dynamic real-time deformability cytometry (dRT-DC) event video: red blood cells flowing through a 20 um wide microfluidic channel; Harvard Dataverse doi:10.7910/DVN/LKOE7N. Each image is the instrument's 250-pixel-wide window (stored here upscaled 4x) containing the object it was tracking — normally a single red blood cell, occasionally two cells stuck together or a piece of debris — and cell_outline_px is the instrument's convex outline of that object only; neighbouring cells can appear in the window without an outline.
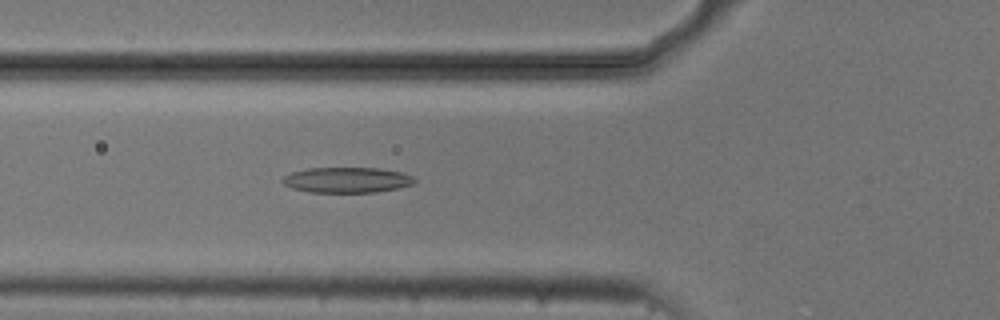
{"species": "common noctule bat (a hibernating species)", "species_latin": "Nyctalus noctula", "temperature_condition": "cold", "stored_images_in_passage": 52, "camera_frame_rate_fps": 3000, "um_per_image_px": 0.085, "animal": {"sex": "male", "body_mass_g": 20.5, "forearm_length_mm": 52.5}, "frame": {"image": 1, "passage_image": 18, "time_ms": 5.667, "image_size_px": [1000, 320], "cell_outline_px": [[416, 184], [400, 188], [376, 192], [312, 192], [292, 188], [284, 184], [280, 180], [284, 176], [292, 172], [308, 168], [380, 168], [400, 172], [412, 176], [416, 180]], "centroid_in_image_um": [29.52, 15.3], "position_along_channel_um": 96.3, "area_um2": 19.65}}
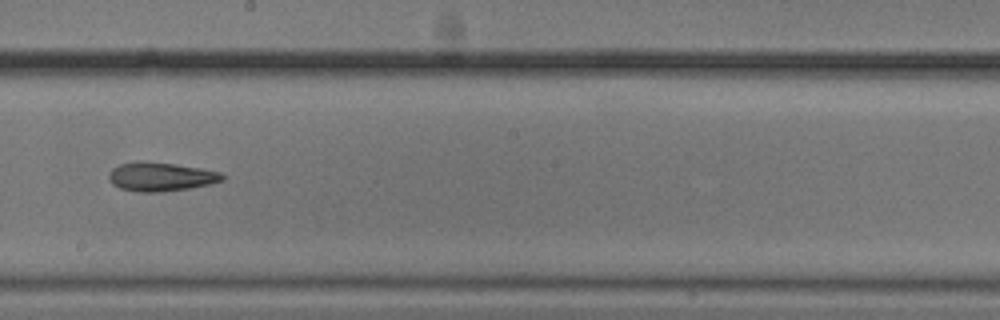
{"frame": {"image": 2, "passage_image": 29, "time_ms": 9.333, "image_size_px": [1000, 320], "cell_outline_px": [[224, 180], [208, 184], [188, 188], [160, 192], [136, 192], [120, 188], [112, 184], [108, 176], [108, 172], [112, 168], [120, 164], [136, 160], [140, 160], [176, 164], [200, 168], [220, 172], [224, 176]], "centroid_in_image_um": [13.61, 15.01], "position_along_channel_um": 234.6, "area_um2": 19.19}}
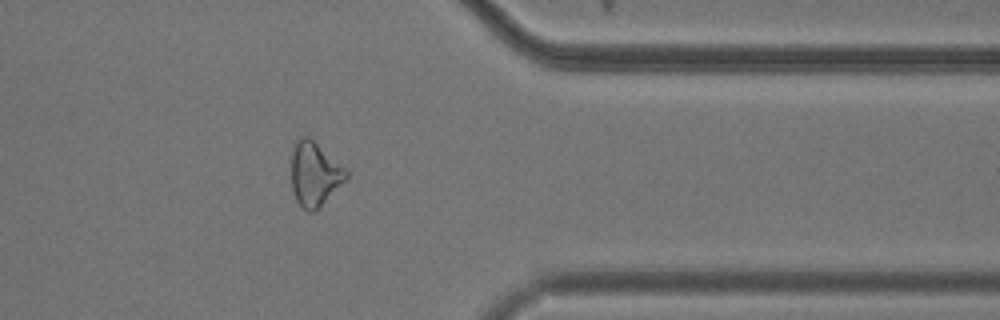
{"frame": {"image": 3, "passage_image": 42, "time_ms": 13.667, "image_size_px": [1000, 320], "cell_outline_px": [[348, 176], [320, 208], [312, 212], [308, 212], [296, 200], [292, 188], [292, 144], [300, 136], [308, 136], [348, 168]], "centroid_in_image_um": [26.75, 14.76], "position_along_channel_um": 384.6, "area_um2": 20.69}, "authors_computed_cell_mechanics": {"area_um2": 20.4034, "velocity_mm_per_s": 3.7412, "shape_relaxation_time_tau1_ms": 3.7178, "shape_relaxation_time_tau2_ms": 4.6185, "deformation_change_tau1": 0.1163, "deformation_change_tau2": 0.1501}}